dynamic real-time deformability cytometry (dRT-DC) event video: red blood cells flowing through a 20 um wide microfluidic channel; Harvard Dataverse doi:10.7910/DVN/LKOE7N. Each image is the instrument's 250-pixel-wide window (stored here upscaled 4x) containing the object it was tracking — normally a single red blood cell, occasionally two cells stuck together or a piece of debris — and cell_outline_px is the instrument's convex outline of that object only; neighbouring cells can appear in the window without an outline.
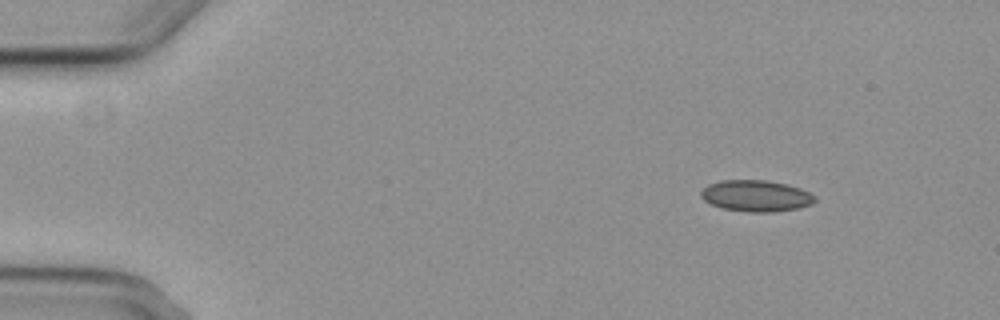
{"species": "common noctule bat (a hibernating species)", "species_latin": "Nyctalus noctula", "temperature_condition": "cold", "stored_images_in_passage": 4, "camera_frame_rate_fps": 3000, "um_per_image_px": 0.085, "animal": {"sex": "female", "body_mass_g": 29.2, "forearm_length_mm": 56.3}, "frame": {"image": 1, "passage_image": 1, "time_ms": 0.0, "image_size_px": [1000, 320], "cell_outline_px": [[816, 200], [812, 204], [800, 208], [772, 212], [748, 212], [724, 208], [712, 204], [704, 200], [700, 196], [700, 192], [708, 184], [720, 180], [768, 180], [788, 184], [800, 188], [816, 196]], "centroid_in_image_um": [64.28, 16.64], "position_along_channel_um": 20.7, "area_um2": 20.92}}
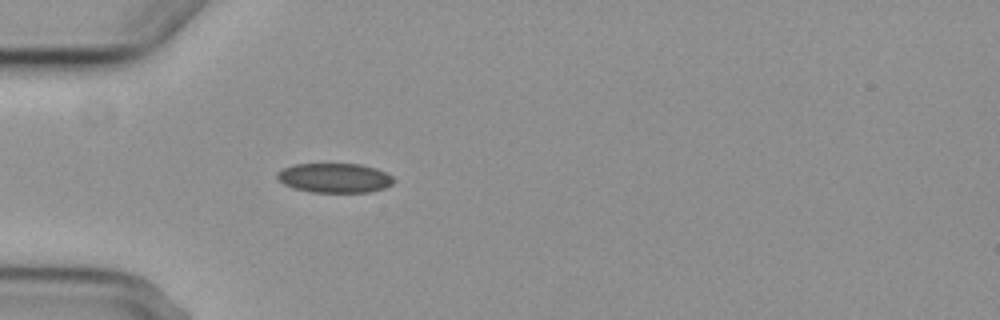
{"frame": {"image": 2, "passage_image": 4, "time_ms": 3.333, "image_size_px": [1000, 320], "cell_outline_px": [[396, 180], [392, 184], [384, 188], [372, 192], [308, 192], [292, 188], [284, 184], [276, 176], [276, 172], [284, 168], [296, 164], [360, 164], [376, 168], [392, 176]], "centroid_in_image_um": [28.45, 15.13], "position_along_channel_um": 56.6, "area_um2": 20.11}}